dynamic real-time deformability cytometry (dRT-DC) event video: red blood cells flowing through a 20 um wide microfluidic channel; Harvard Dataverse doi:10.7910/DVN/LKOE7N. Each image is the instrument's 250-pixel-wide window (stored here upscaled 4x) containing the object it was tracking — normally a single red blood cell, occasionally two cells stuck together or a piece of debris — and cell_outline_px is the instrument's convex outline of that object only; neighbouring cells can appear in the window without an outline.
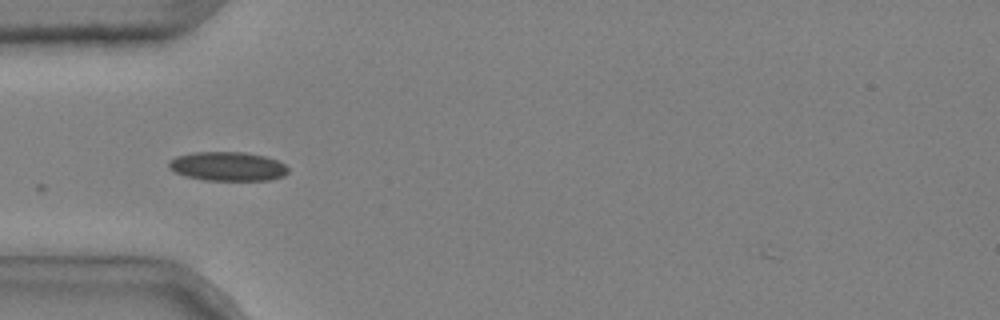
{"species": "common noctule bat (a hibernating species)", "species_latin": "Nyctalus noctula", "temperature_condition": "cold", "stored_images_in_passage": 5, "camera_frame_rate_fps": 3000, "um_per_image_px": 0.085, "animal": {"sex": "male", "body_mass_g": 20.4}, "frame": {"image": 1, "passage_image": 2, "time_ms": 0.333, "image_size_px": [1000, 320], "cell_outline_px": [[288, 172], [284, 176], [272, 180], [204, 180], [184, 176], [168, 168], [168, 164], [176, 156], [192, 152], [244, 152], [264, 156], [276, 160], [284, 164], [288, 168]], "centroid_in_image_um": [19.35, 14.14], "position_along_channel_um": 65.6, "area_um2": 20.23}}